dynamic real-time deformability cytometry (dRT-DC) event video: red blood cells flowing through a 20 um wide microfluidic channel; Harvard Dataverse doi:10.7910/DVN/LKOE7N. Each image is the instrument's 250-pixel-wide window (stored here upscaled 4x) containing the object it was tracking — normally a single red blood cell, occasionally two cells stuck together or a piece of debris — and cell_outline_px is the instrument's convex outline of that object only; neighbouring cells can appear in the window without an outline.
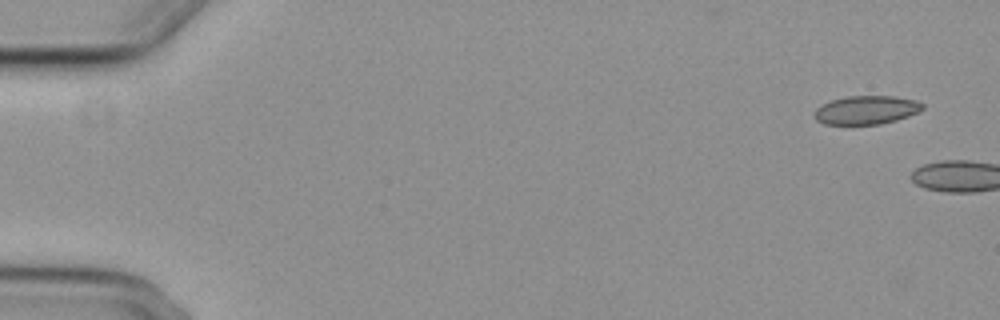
{"species": "common noctule bat (a hibernating species)", "species_latin": "Nyctalus noctula", "temperature_condition": "cold", "stored_images_in_passage": 2, "camera_frame_rate_fps": 3000, "um_per_image_px": 0.085, "animal": {"sex": "female", "body_mass_g": 29.2, "forearm_length_mm": 56.3}, "frame": {"image": 1, "passage_image": 1, "time_ms": 0.0, "image_size_px": [1000, 320], "cell_outline_px": [[924, 108], [908, 116], [896, 120], [880, 124], [824, 124], [816, 120], [812, 116], [812, 112], [820, 104], [832, 100], [848, 96], [896, 96], [916, 100], [924, 104]], "centroid_in_image_um": [73.59, 9.34], "position_along_channel_um": 11.4, "area_um2": 18.15}}